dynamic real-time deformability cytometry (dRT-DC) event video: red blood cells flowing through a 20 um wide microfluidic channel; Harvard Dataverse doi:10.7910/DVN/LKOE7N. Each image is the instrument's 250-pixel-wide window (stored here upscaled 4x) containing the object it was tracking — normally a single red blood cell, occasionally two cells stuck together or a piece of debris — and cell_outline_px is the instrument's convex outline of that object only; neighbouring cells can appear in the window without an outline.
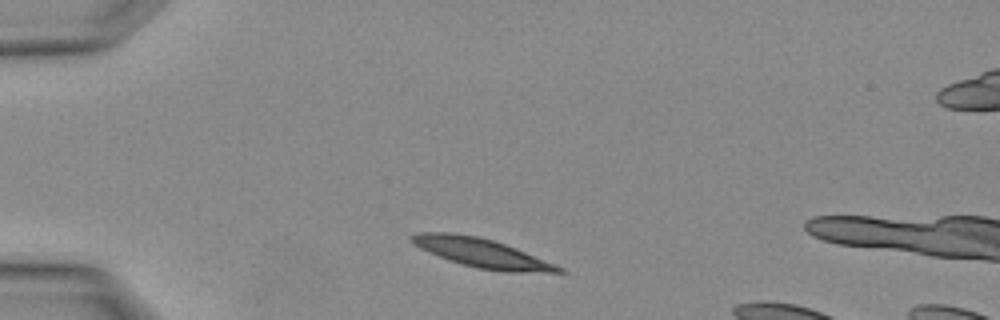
{"species": "Egyptian fruit bat (a non-hibernating species)", "species_latin": "Rousettus aegyptiacus", "temperature_condition": "warm", "stored_images_in_passage": 4, "camera_frame_rate_fps": 3000, "um_per_image_px": 0.085, "animal": {"sex": "female"}, "frame": {"image": 1, "passage_image": 3, "time_ms": 0.667, "image_size_px": [1000, 320], "cell_outline_px": [[568, 272], [504, 272], [476, 268], [448, 260], [420, 248], [408, 236], [416, 232], [448, 232], [476, 236], [492, 240], [516, 248], [564, 268]], "centroid_in_image_um": [40.94, 21.5], "position_along_channel_um": 44.1, "area_um2": 24.57}}